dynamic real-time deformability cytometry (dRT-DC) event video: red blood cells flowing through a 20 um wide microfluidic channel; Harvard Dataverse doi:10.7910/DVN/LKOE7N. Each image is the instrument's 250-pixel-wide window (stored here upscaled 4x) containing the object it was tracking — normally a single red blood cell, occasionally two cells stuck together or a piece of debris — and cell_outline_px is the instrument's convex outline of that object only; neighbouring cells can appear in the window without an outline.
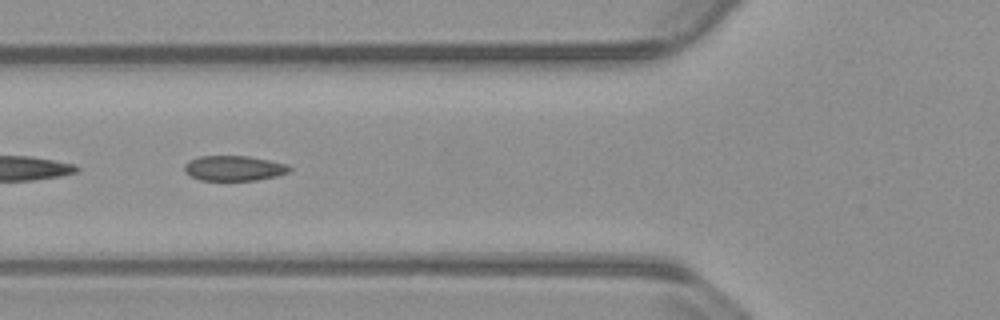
{"species": "common noctule bat (a hibernating species)", "species_latin": "Nyctalus noctula", "temperature_condition": "warm", "stored_images_in_passage": 37, "camera_frame_rate_fps": 3000, "um_per_image_px": 0.085, "animal": {"sex": "male", "body_mass_g": 23.1, "forearm_length_mm": 52.7}, "frame": {"image": 1, "passage_image": 19, "time_ms": 6.0, "image_size_px": [1000, 320], "cell_outline_px": [[292, 168], [288, 172], [276, 176], [256, 180], [200, 180], [184, 172], [184, 164], [188, 160], [200, 156], [248, 156], [288, 164]], "centroid_in_image_um": [19.87, 14.29], "position_along_channel_um": 105.9, "area_um2": 15.37}}
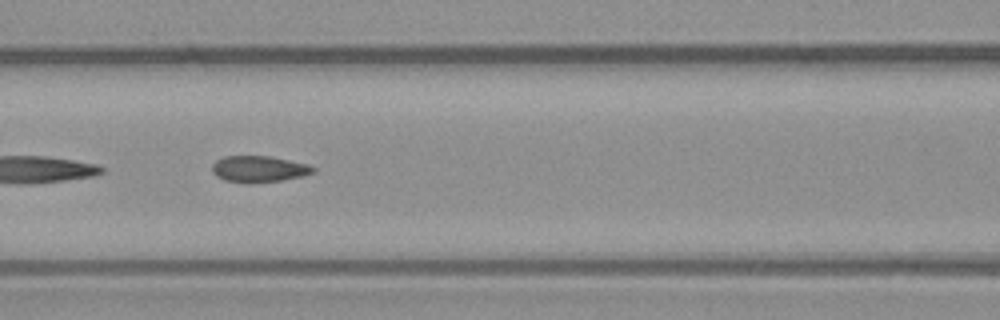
{"frame": {"image": 2, "passage_image": 22, "time_ms": 7.0, "image_size_px": [1000, 320], "cell_outline_px": [[316, 172], [304, 176], [280, 180], [248, 184], [224, 180], [216, 176], [212, 172], [212, 164], [216, 160], [224, 156], [268, 156], [308, 164], [316, 168]], "centroid_in_image_um": [22.0, 14.37], "position_along_channel_um": 144.6, "area_um2": 15.66}}
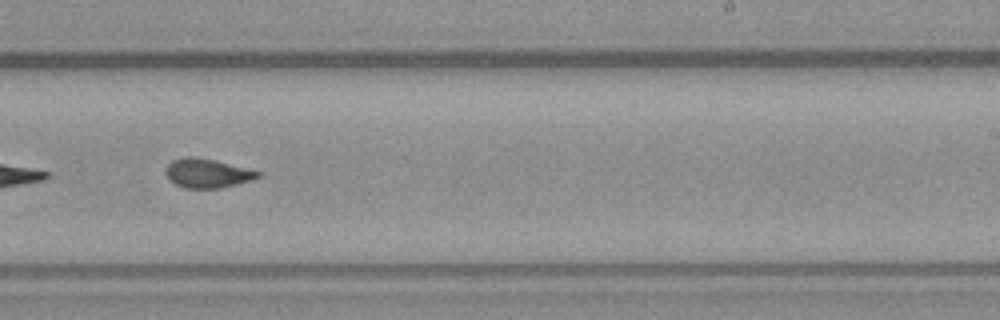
{"frame": {"image": 3, "passage_image": 32, "time_ms": 10.333, "image_size_px": [1000, 320], "cell_outline_px": [[260, 176], [252, 180], [220, 188], [184, 188], [168, 180], [164, 172], [168, 164], [172, 160], [184, 156], [192, 156], [212, 160], [260, 172]], "centroid_in_image_um": [17.54, 14.73], "position_along_channel_um": 271.5, "area_um2": 15.43}}